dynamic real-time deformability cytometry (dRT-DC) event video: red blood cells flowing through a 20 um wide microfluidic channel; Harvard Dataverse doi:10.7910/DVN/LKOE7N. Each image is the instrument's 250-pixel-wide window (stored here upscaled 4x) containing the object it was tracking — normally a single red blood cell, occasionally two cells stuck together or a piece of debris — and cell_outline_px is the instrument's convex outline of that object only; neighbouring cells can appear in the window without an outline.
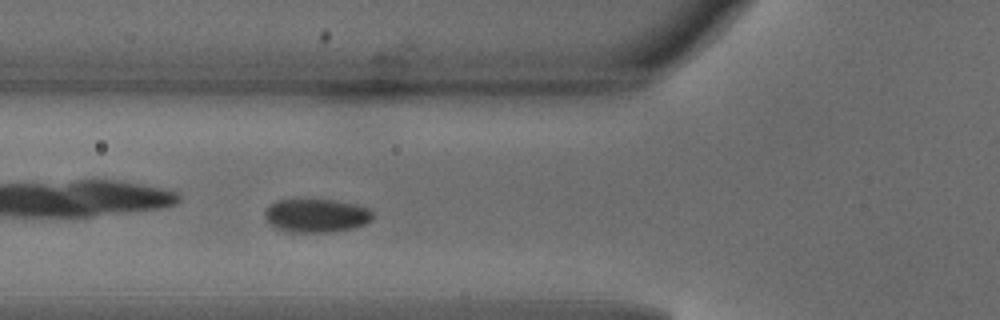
{"species": "common noctule bat (a hibernating species)", "species_latin": "Nyctalus noctula", "temperature_condition": "warm", "stored_images_in_passage": 40, "camera_frame_rate_fps": 3000, "um_per_image_px": 0.085, "animal": {"sex": "male", "body_mass_g": 18.8}, "frame": {"image": 1, "passage_image": 9, "time_ms": 2.667, "image_size_px": [1000, 320], "cell_outline_px": [[372, 220], [356, 228], [328, 232], [284, 232], [268, 224], [264, 216], [264, 212], [276, 200], [332, 200], [356, 204], [368, 208], [372, 212]], "centroid_in_image_um": [26.87, 18.34], "position_along_channel_um": 98.9, "area_um2": 21.15}}
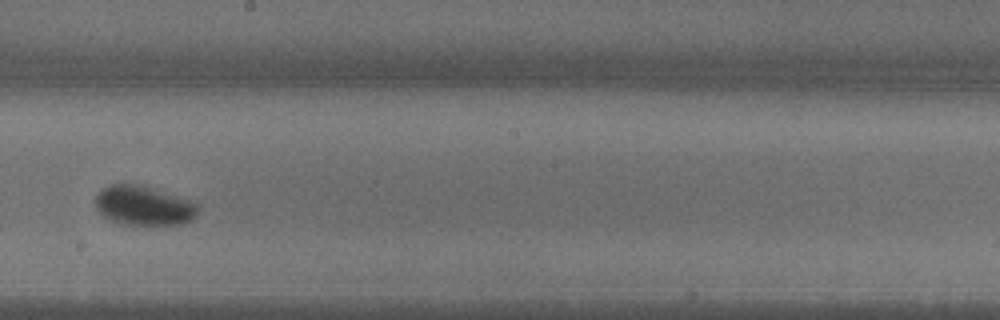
{"frame": {"image": 2, "passage_image": 19, "time_ms": 6.0, "image_size_px": [1000, 320], "cell_outline_px": [[196, 216], [192, 220], [184, 224], [120, 224], [104, 216], [96, 208], [96, 196], [104, 188], [112, 184], [132, 184], [192, 200], [196, 204]], "centroid_in_image_um": [12.21, 17.5], "position_along_channel_um": 236.0, "area_um2": 22.89}}
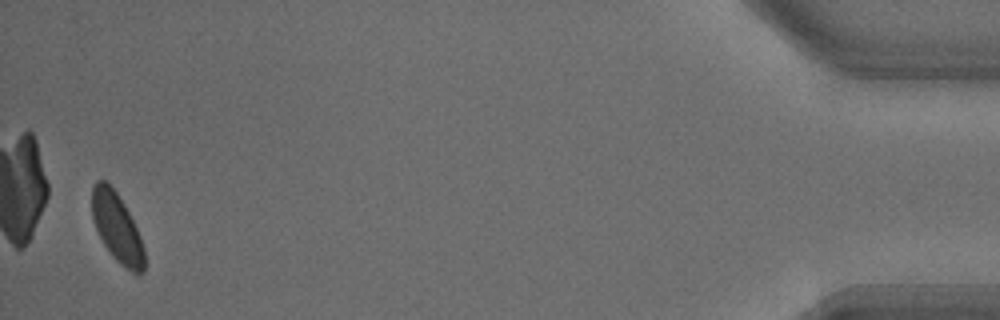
{"frame": {"image": 3, "passage_image": 39, "time_ms": 12.667, "image_size_px": [1000, 320], "cell_outline_px": [[144, 272], [132, 272], [120, 264], [112, 256], [104, 244], [96, 228], [92, 216], [92, 188], [96, 180], [104, 180], [116, 192], [128, 212], [140, 236], [144, 248]], "centroid_in_image_um": [9.93, 19.35], "position_along_channel_um": 425.3, "area_um2": 20.58}, "authors_computed_cell_mechanics": {"area_um2": 22.0218, "velocity_mm_per_s": 4.1052, "shape_relaxation_time_tau1_ms": 1.6515, "shape_relaxation_time_tau2_ms": null, "deformation_change_tau1": 0.0694, "deformation_change_tau2": null}}